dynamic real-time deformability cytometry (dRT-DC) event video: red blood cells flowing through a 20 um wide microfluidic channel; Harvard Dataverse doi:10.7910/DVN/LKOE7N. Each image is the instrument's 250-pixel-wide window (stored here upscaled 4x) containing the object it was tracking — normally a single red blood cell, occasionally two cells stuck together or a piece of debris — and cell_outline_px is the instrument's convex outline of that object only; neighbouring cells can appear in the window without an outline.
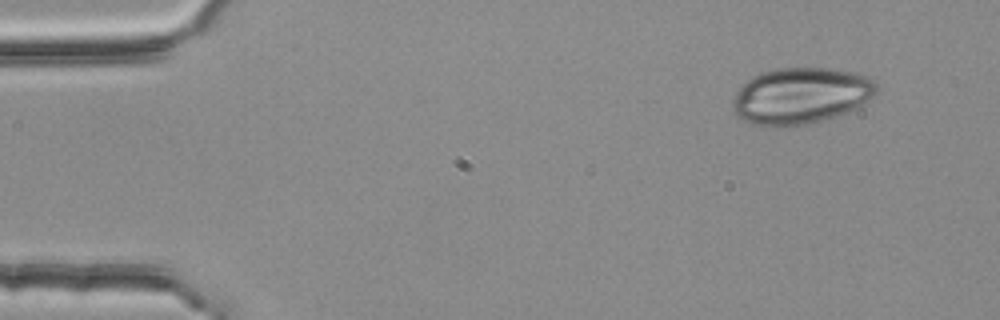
{"species": "common noctule bat (a hibernating species)", "species_latin": "Nyctalus noctula", "temperature_condition": "room temperature", "stored_images_in_passage": 3, "camera_frame_rate_fps": 3000, "um_per_image_px": 0.085, "animal": {"sex": "female", "body_mass_g": 25.1}, "frame": {"image": 1, "passage_image": 1, "time_ms": 0.0, "image_size_px": [1000, 320], "cell_outline_px": [[880, 88], [860, 108], [824, 120], [804, 124], [752, 124], [740, 120], [732, 112], [732, 100], [736, 92], [752, 76], [760, 72], [780, 68], [832, 68], [856, 72], [868, 76], [876, 80]], "centroid_in_image_um": [68.12, 8.11], "position_along_channel_um": 16.9, "area_um2": 47.4}}